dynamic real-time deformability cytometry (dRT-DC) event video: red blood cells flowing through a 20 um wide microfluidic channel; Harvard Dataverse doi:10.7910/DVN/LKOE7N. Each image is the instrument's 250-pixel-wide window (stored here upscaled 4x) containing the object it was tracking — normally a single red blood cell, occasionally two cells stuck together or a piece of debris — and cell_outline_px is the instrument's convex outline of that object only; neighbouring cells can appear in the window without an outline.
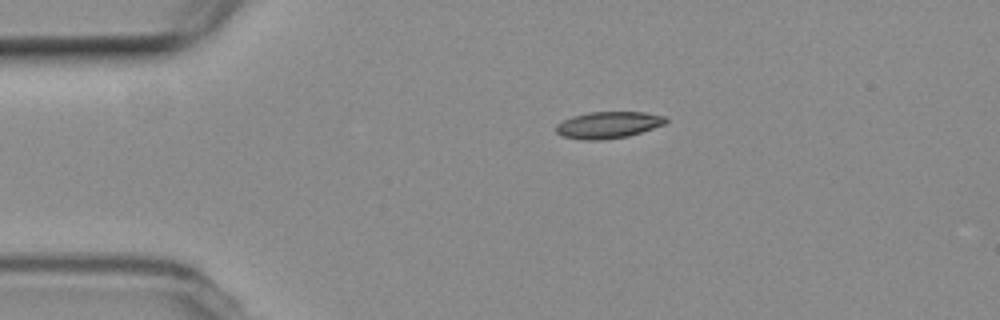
{"species": "common noctule bat (a hibernating species)", "species_latin": "Nyctalus noctula", "temperature_condition": "room temperature", "stored_images_in_passage": 2, "camera_frame_rate_fps": 3000, "um_per_image_px": 0.085, "animal": {"sex": "female", "body_mass_g": 19.3, "forearm_length_mm": 54.1}, "frame": {"image": 1, "passage_image": 1, "time_ms": 0.0, "image_size_px": [1000, 320], "cell_outline_px": [[668, 120], [664, 124], [628, 136], [600, 140], [584, 140], [564, 136], [556, 132], [556, 124], [572, 116], [588, 112], [644, 112], [664, 116]], "centroid_in_image_um": [51.68, 10.61], "position_along_channel_um": 33.3, "area_um2": 16.88}}